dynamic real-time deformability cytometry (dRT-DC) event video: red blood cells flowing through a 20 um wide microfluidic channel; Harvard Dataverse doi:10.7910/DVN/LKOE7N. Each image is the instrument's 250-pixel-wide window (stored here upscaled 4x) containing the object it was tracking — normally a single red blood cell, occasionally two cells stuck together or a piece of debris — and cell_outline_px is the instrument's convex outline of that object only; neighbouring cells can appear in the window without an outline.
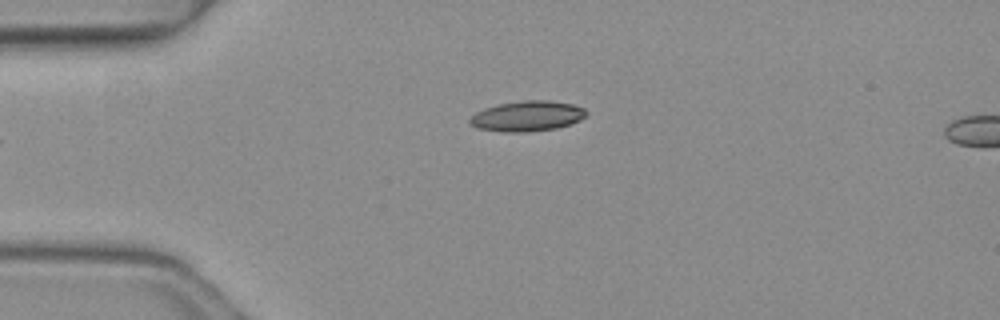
{"species": "common noctule bat (a hibernating species)", "species_latin": "Nyctalus noctula", "temperature_condition": "warm", "stored_images_in_passage": 5, "camera_frame_rate_fps": 3000, "um_per_image_px": 0.085, "animal": {"sex": "female", "body_mass_g": 19.3, "forearm_length_mm": 54.1}, "frame": {"image": 1, "passage_image": 5, "time_ms": 1.333, "image_size_px": [1000, 320], "cell_outline_px": [[588, 112], [580, 120], [556, 128], [528, 132], [504, 132], [476, 128], [468, 124], [468, 120], [476, 112], [484, 108], [500, 104], [524, 100], [548, 100], [572, 104], [584, 108]], "centroid_in_image_um": [44.78, 9.87], "position_along_channel_um": 40.2, "area_um2": 20.58}}